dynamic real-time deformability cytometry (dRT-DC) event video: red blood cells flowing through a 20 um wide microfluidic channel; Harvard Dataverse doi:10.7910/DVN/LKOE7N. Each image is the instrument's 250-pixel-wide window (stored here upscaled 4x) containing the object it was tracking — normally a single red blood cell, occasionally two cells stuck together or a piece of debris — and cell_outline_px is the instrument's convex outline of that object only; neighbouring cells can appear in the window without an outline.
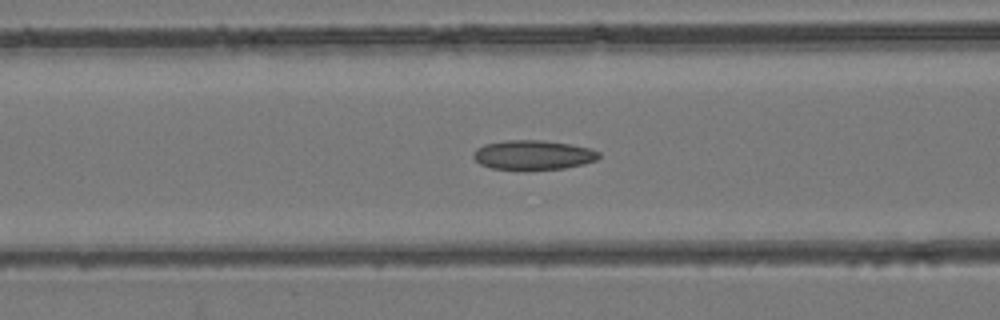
{"species": "common noctule bat (a hibernating species)", "species_latin": "Nyctalus noctula", "temperature_condition": "room temperature", "stored_images_in_passage": 45, "camera_frame_rate_fps": 3000, "um_per_image_px": 0.085, "animal": {"sex": "female", "body_mass_g": 24.6, "forearm_length_mm": 56.2}, "frame": {"image": 1, "passage_image": 18, "time_ms": 5.667, "image_size_px": [1000, 320], "cell_outline_px": [[600, 156], [596, 160], [584, 164], [564, 168], [492, 168], [480, 164], [472, 156], [472, 152], [476, 148], [484, 144], [504, 140], [540, 140], [572, 144], [592, 148], [600, 152]], "centroid_in_image_um": [45.33, 13.14], "position_along_channel_um": 121.3, "area_um2": 21.33}}
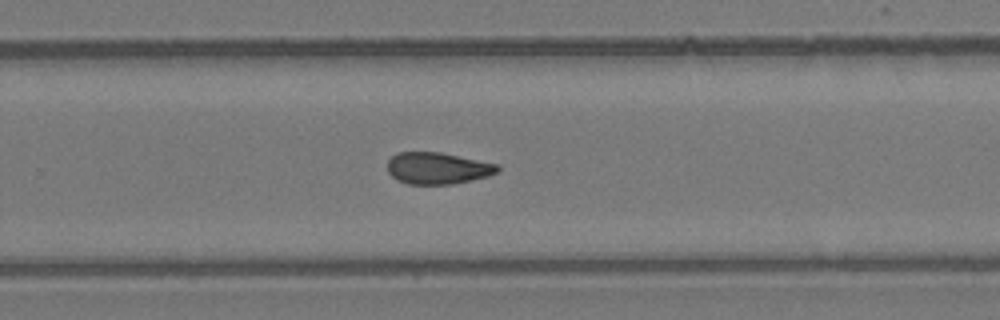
{"frame": {"image": 2, "passage_image": 29, "time_ms": 9.333, "image_size_px": [1000, 320], "cell_outline_px": [[500, 172], [488, 176], [472, 180], [452, 184], [408, 184], [396, 180], [388, 172], [388, 160], [396, 152], [440, 152], [496, 164], [500, 168]], "centroid_in_image_um": [37.18, 14.3], "position_along_channel_um": 292.6, "area_um2": 20.35}}
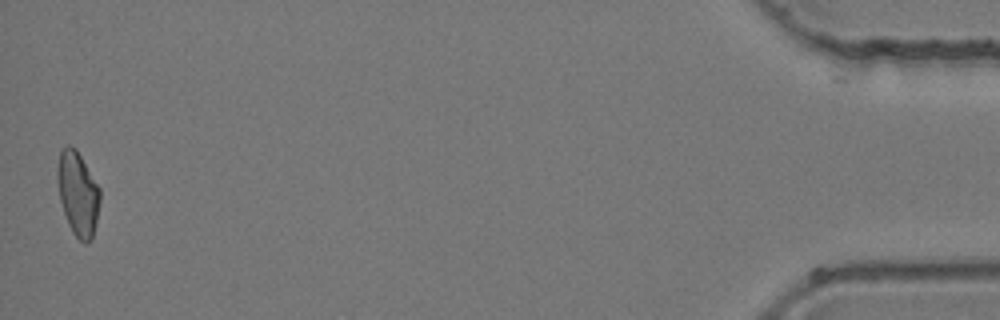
{"frame": {"image": 3, "passage_image": 44, "time_ms": 14.333, "image_size_px": [1000, 320], "cell_outline_px": [[100, 200], [92, 240], [88, 244], [84, 244], [72, 232], [68, 224], [60, 200], [56, 176], [56, 172], [60, 148], [68, 144], [76, 148], [100, 188]], "centroid_in_image_um": [6.6, 16.43], "position_along_channel_um": 428.6, "area_um2": 21.04}}